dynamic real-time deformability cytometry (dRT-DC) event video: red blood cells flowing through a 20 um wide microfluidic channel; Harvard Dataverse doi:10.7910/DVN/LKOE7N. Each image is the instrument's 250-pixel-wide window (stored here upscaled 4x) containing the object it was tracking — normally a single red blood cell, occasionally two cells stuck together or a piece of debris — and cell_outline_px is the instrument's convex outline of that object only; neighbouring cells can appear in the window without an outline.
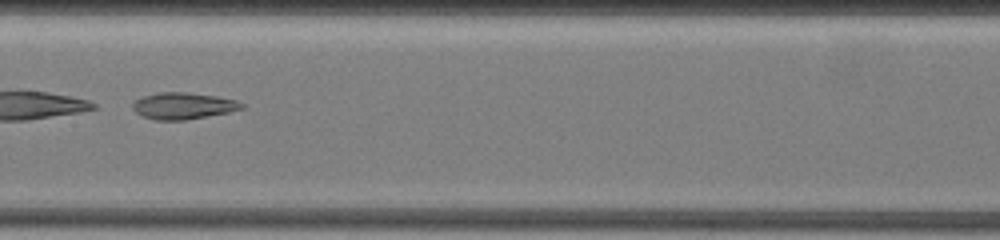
{"species": "common noctule bat (a hibernating species)", "species_latin": "Nyctalus noctula", "temperature_condition": "warm", "stored_images_in_passage": 39, "segment_of_instrument_passage": [2, 2], "camera_frame_rate_fps": 3000, "um_per_image_px": 0.085, "animal": {"sex": "female", "body_mass_g": 19.5, "forearm_length_mm": 54.1}, "frame": {"image": 1, "passage_image": 19, "time_ms": 11.333, "image_size_px": [1000, 240], "cell_outline_px": [[244, 108], [228, 112], [184, 120], [152, 120], [136, 112], [132, 108], [132, 104], [136, 100], [144, 96], [160, 92], [188, 92], [216, 96], [236, 100], [244, 104]], "centroid_in_image_um": [15.57, 8.99], "position_along_channel_um": 191.8, "area_um2": 16.76}}
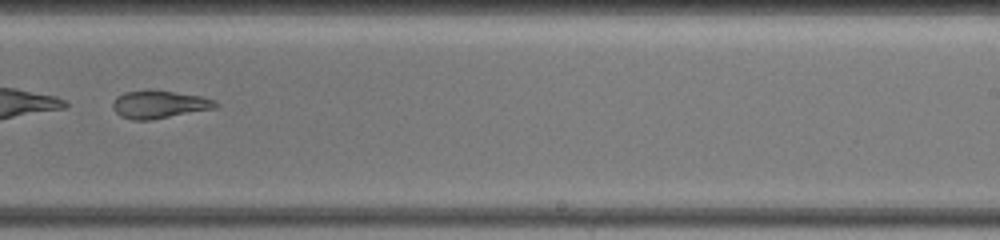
{"frame": {"image": 2, "passage_image": 24, "time_ms": 13.667, "image_size_px": [1000, 240], "cell_outline_px": [[220, 104], [216, 108], [152, 120], [132, 120], [120, 116], [112, 108], [112, 104], [116, 96], [124, 92], [144, 88], [148, 88], [200, 96], [216, 100]], "centroid_in_image_um": [13.51, 8.86], "position_along_channel_um": 275.5, "area_um2": 17.11}}